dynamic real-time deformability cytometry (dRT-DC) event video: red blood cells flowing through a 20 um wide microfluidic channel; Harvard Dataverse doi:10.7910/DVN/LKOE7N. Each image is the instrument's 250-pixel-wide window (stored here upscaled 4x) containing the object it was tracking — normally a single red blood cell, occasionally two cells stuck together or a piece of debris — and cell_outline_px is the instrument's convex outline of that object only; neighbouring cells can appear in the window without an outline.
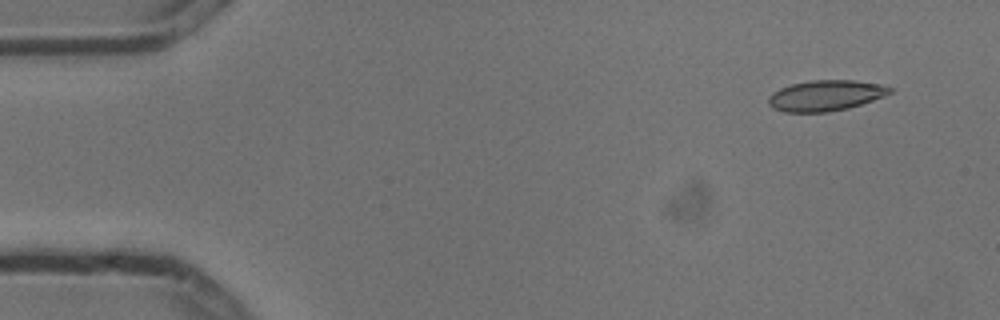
{"species": "common noctule bat (a hibernating species)", "species_latin": "Nyctalus noctula", "temperature_condition": "cold", "stored_images_in_passage": 3, "camera_frame_rate_fps": 3000, "um_per_image_px": 0.085, "animal": {"sex": "male", "body_mass_g": 13.3}, "frame": {"image": 1, "passage_image": 1, "time_ms": 0.0, "image_size_px": [1000, 320], "cell_outline_px": [[892, 92], [884, 96], [848, 108], [828, 112], [784, 112], [768, 104], [768, 96], [772, 92], [780, 88], [792, 84], [812, 80], [856, 80], [880, 84], [892, 88]], "centroid_in_image_um": [70.17, 8.11], "position_along_channel_um": 14.8, "area_um2": 21.62}}